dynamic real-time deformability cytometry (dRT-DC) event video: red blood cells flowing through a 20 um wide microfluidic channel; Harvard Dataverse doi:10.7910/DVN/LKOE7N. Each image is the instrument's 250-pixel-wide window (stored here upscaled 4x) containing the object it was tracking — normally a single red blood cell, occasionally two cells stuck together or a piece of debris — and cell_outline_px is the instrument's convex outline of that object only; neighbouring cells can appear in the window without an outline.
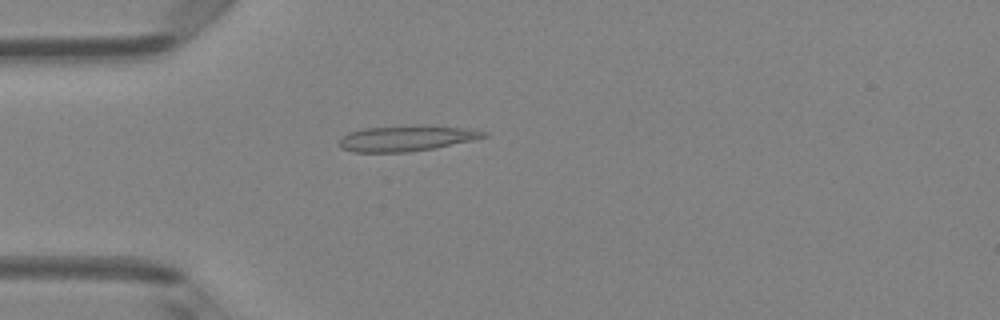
{"species": "Egyptian fruit bat (a non-hibernating species)", "species_latin": "Rousettus aegyptiacus", "temperature_condition": "room temperature", "stored_images_in_passage": 4, "camera_frame_rate_fps": 3000, "um_per_image_px": 0.085, "animal": {"sex": "female"}, "frame": {"image": 1, "passage_image": 4, "time_ms": 4.333, "image_size_px": [1000, 320], "cell_outline_px": [[488, 136], [472, 140], [436, 148], [408, 152], [352, 152], [340, 148], [340, 140], [348, 132], [364, 128], [416, 124], [464, 128], [488, 132]], "centroid_in_image_um": [34.55, 11.75], "position_along_channel_um": 50.5, "area_um2": 21.79}}